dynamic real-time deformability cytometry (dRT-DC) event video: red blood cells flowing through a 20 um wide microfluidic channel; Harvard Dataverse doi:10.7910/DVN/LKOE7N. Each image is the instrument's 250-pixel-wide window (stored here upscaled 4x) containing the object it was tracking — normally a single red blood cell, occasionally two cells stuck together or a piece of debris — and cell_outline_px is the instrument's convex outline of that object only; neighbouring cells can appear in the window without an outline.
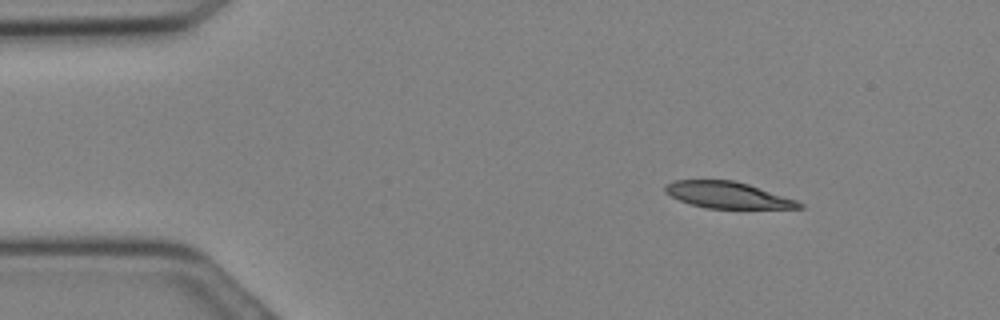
{"species": "Egyptian fruit bat (a non-hibernating species)", "species_latin": "Rousettus aegyptiacus", "temperature_condition": "cold", "stored_images_in_passage": 17, "camera_frame_rate_fps": 3000, "um_per_image_px": 0.085, "animal": {"sex": "female"}, "frame": {"image": 1, "passage_image": 3, "time_ms": 0.667, "image_size_px": [1000, 320], "cell_outline_px": [[804, 208], [708, 208], [692, 204], [680, 200], [664, 192], [664, 184], [672, 180], [732, 180], [748, 184], [796, 200], [804, 204]], "centroid_in_image_um": [61.82, 16.57], "position_along_channel_um": 23.2, "area_um2": 20.4}}
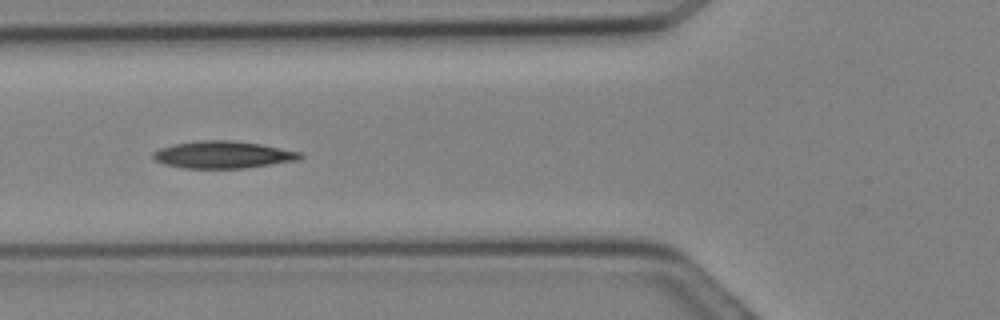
{"frame": {"image": 2, "passage_image": 10, "time_ms": 3.0, "image_size_px": [1000, 320], "cell_outline_px": [[304, 156], [300, 160], [248, 168], [184, 168], [164, 164], [156, 160], [152, 156], [152, 152], [160, 148], [172, 144], [200, 140], [232, 140], [260, 144], [300, 152]], "centroid_in_image_um": [18.96, 13.15], "position_along_channel_um": 106.8, "area_um2": 23.41}}
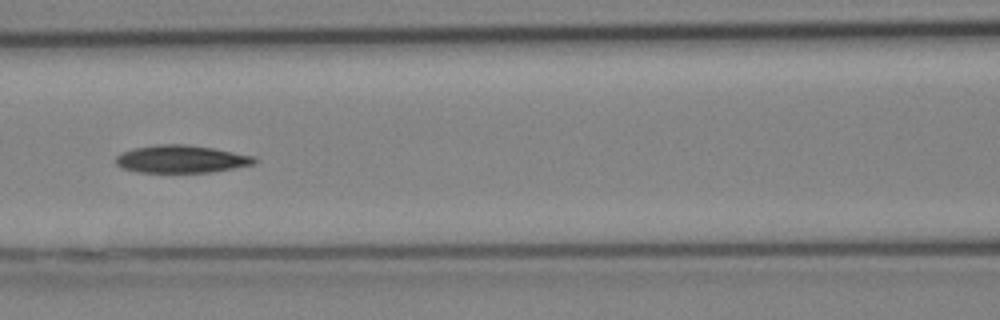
{"frame": {"image": 3, "passage_image": 12, "time_ms": 3.667, "image_size_px": [1000, 320], "cell_outline_px": [[260, 160], [256, 164], [208, 172], [140, 172], [124, 168], [116, 164], [116, 156], [124, 152], [136, 148], [160, 144], [184, 144], [212, 148], [256, 156]], "centroid_in_image_um": [15.48, 13.52], "position_along_channel_um": 151.1, "area_um2": 22.08}}